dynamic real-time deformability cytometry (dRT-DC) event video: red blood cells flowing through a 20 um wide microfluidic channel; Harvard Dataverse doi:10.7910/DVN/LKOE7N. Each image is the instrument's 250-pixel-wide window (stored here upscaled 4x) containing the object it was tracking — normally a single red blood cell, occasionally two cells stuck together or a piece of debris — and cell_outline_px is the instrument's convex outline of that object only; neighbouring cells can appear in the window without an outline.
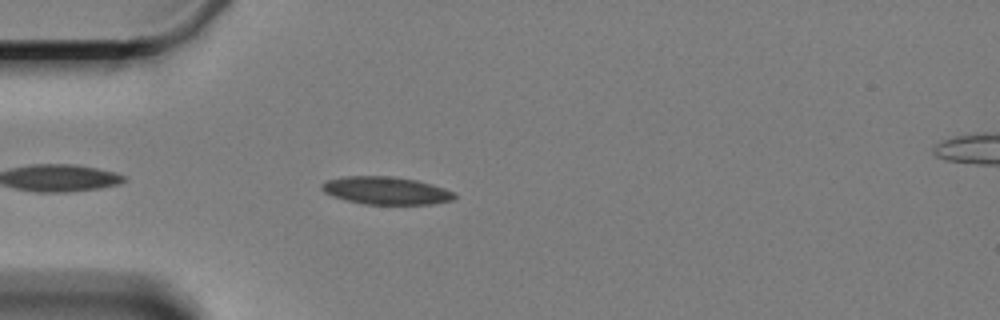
{"species": "Egyptian fruit bat (a non-hibernating species)", "species_latin": "Rousettus aegyptiacus", "temperature_condition": "cold", "stored_images_in_passage": 20, "camera_frame_rate_fps": 3000, "um_per_image_px": 0.085, "animal": {"sex": "female"}, "frame": {"image": 1, "passage_image": 4, "time_ms": 1.0, "image_size_px": [1000, 320], "cell_outline_px": [[456, 196], [452, 200], [432, 204], [364, 204], [344, 200], [332, 196], [324, 192], [320, 188], [320, 184], [328, 180], [344, 176], [392, 176], [416, 180], [432, 184], [444, 188], [452, 192]], "centroid_in_image_um": [32.77, 16.2], "position_along_channel_um": 52.2, "area_um2": 21.44}}
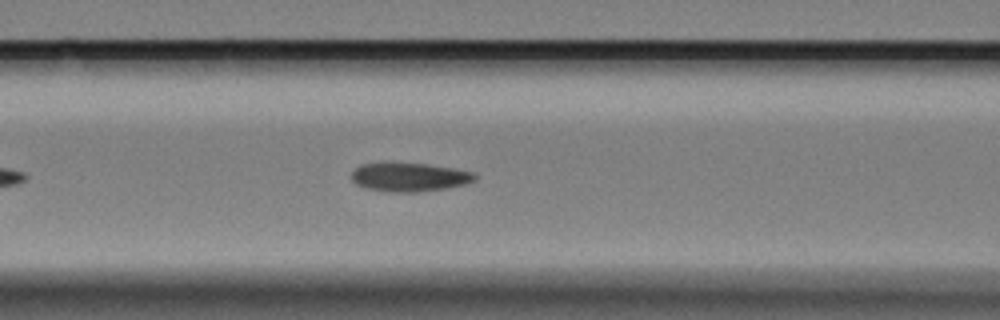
{"frame": {"image": 2, "passage_image": 12, "time_ms": 3.667, "image_size_px": [1000, 320], "cell_outline_px": [[476, 180], [464, 184], [444, 188], [416, 192], [392, 192], [364, 188], [356, 184], [352, 180], [352, 172], [360, 164], [428, 164], [456, 168], [476, 172]], "centroid_in_image_um": [34.83, 15.06], "position_along_channel_um": 131.8, "area_um2": 20.4}}
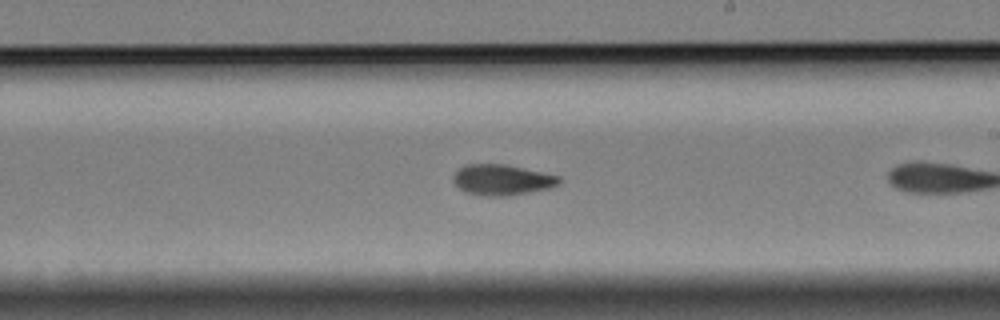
{"frame": {"image": 3, "passage_image": 19, "time_ms": 6.0, "image_size_px": [1000, 320], "cell_outline_px": [[564, 180], [560, 184], [552, 188], [508, 196], [484, 196], [464, 192], [452, 180], [452, 176], [464, 164], [504, 164], [560, 176]], "centroid_in_image_um": [42.7, 15.29], "position_along_channel_um": 246.3, "area_um2": 19.13}}